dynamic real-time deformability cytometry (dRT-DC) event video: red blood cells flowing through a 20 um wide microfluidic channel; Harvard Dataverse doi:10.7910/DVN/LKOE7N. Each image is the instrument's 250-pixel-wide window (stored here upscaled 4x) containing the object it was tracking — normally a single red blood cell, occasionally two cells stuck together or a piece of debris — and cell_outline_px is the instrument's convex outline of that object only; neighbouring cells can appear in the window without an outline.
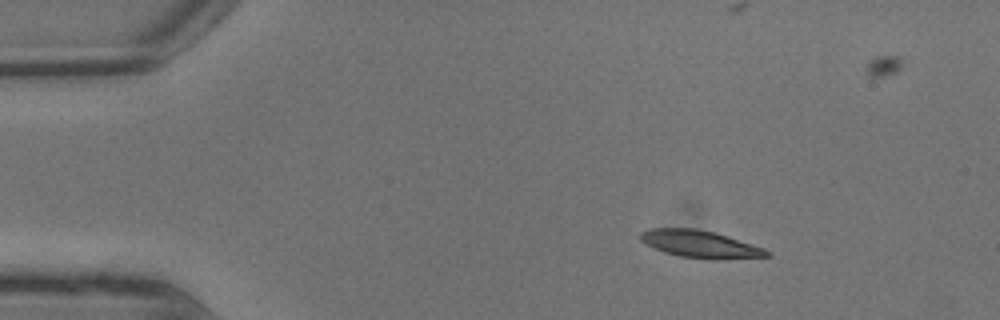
{"species": "common noctule bat (a hibernating species)", "species_latin": "Nyctalus noctula", "temperature_condition": "warm", "stored_images_in_passage": 6, "camera_frame_rate_fps": 3000, "um_per_image_px": 0.085, "animal": {"sex": "male", "body_mass_g": 13.3}, "frame": {"image": 1, "passage_image": 2, "time_ms": 0.333, "image_size_px": [1000, 320], "cell_outline_px": [[772, 256], [712, 260], [680, 256], [664, 252], [652, 248], [644, 244], [640, 240], [640, 232], [652, 228], [696, 228], [712, 232], [764, 248], [772, 252]], "centroid_in_image_um": [59.48, 20.76], "position_along_channel_um": 25.5, "area_um2": 20.11}}
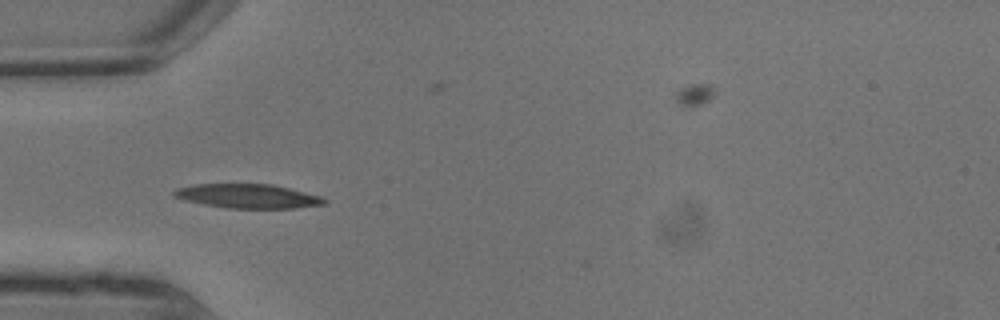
{"frame": {"image": 2, "passage_image": 5, "time_ms": 1.333, "image_size_px": [1000, 320], "cell_outline_px": [[328, 200], [324, 204], [292, 208], [224, 208], [204, 204], [172, 196], [172, 192], [176, 188], [192, 184], [272, 184], [324, 196]], "centroid_in_image_um": [21.09, 16.66], "position_along_channel_um": 63.9, "area_um2": 21.21}}
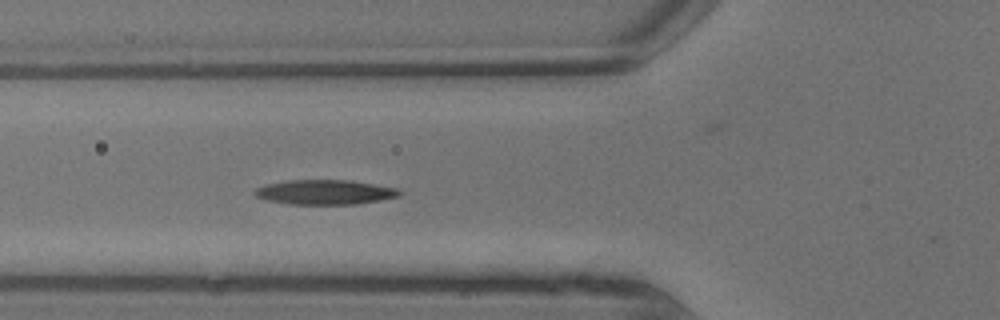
{"frame": {"image": 3, "passage_image": 6, "time_ms": 1.667, "image_size_px": [1000, 320], "cell_outline_px": [[404, 192], [400, 196], [380, 200], [356, 204], [288, 204], [268, 200], [256, 196], [252, 192], [256, 188], [264, 184], [288, 180], [348, 180], [396, 188]], "centroid_in_image_um": [27.6, 16.33], "position_along_channel_um": 98.2, "area_um2": 20.81}}